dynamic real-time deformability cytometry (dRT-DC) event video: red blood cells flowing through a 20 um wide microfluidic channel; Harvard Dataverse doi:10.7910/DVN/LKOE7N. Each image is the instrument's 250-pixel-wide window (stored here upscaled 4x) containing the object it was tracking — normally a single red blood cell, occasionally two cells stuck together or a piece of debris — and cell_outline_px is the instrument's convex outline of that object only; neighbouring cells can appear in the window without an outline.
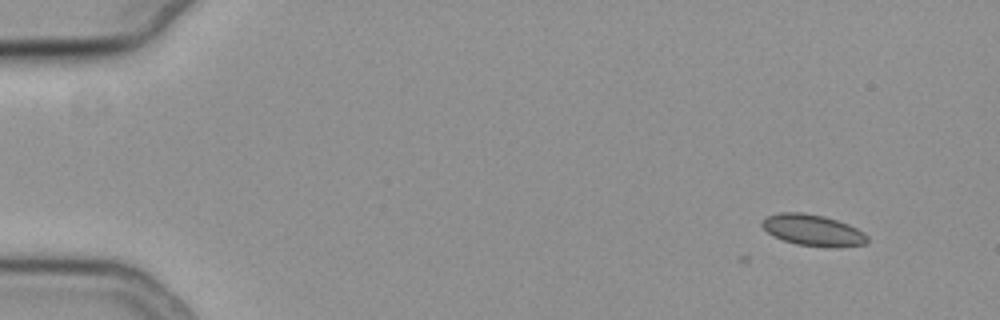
{"species": "common noctule bat (a hibernating species)", "species_latin": "Nyctalus noctula", "temperature_condition": "cold", "stored_images_in_passage": 2, "camera_frame_rate_fps": 3000, "um_per_image_px": 0.085, "animal": {"sex": "female", "body_mass_g": 19.3, "forearm_length_mm": 54.1}, "frame": {"image": 1, "passage_image": 2, "time_ms": 0.333, "image_size_px": [1000, 320], "cell_outline_px": [[868, 240], [864, 244], [796, 244], [772, 236], [760, 224], [768, 216], [780, 212], [804, 212], [824, 216], [848, 224], [864, 232], [868, 236]], "centroid_in_image_um": [69.02, 19.5], "position_along_channel_um": 16.0, "area_um2": 18.21}}